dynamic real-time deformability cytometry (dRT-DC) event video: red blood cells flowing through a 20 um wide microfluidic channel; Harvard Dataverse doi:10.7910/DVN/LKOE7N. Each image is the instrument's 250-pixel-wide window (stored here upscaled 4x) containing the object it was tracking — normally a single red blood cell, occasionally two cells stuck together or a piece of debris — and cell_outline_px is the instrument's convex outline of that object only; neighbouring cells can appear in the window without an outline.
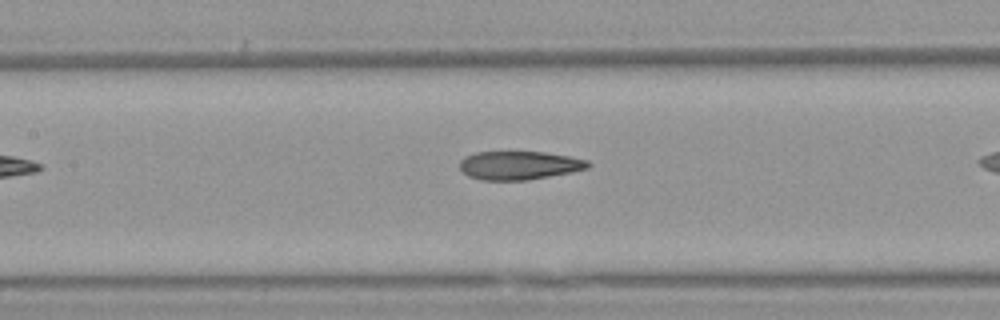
{"species": "Egyptian fruit bat (a non-hibernating species)", "species_latin": "Rousettus aegyptiacus", "temperature_condition": "warm", "stored_images_in_passage": 13, "camera_frame_rate_fps": 3000, "um_per_image_px": 0.085, "animal": {"sex": "female"}, "frame": {"image": 1, "passage_image": 8, "time_ms": 2.333, "image_size_px": [1000, 320], "cell_outline_px": [[592, 164], [588, 168], [572, 172], [528, 180], [480, 180], [468, 176], [460, 168], [460, 160], [464, 156], [476, 152], [544, 152], [568, 156], [588, 160]], "centroid_in_image_um": [44.13, 14.06], "position_along_channel_um": 163.3, "area_um2": 21.39}}
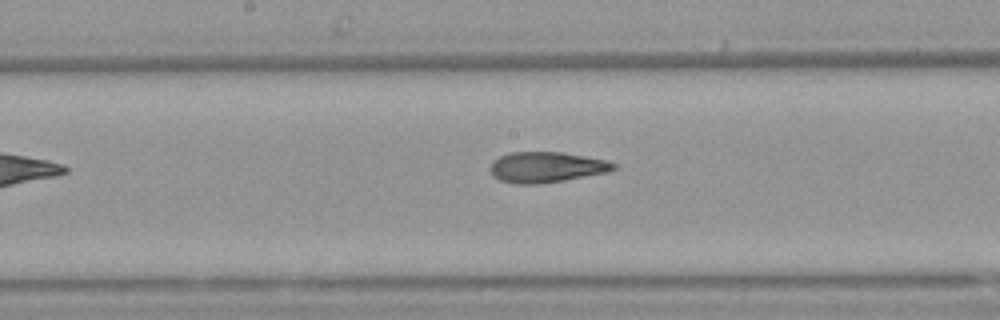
{"frame": {"image": 2, "passage_image": 11, "time_ms": 3.333, "image_size_px": [1000, 320], "cell_outline_px": [[616, 168], [608, 172], [564, 180], [540, 184], [516, 184], [500, 180], [492, 176], [488, 168], [492, 160], [500, 156], [512, 152], [564, 152], [608, 160], [616, 164]], "centroid_in_image_um": [46.42, 14.21], "position_along_channel_um": 201.8, "area_um2": 22.25}}